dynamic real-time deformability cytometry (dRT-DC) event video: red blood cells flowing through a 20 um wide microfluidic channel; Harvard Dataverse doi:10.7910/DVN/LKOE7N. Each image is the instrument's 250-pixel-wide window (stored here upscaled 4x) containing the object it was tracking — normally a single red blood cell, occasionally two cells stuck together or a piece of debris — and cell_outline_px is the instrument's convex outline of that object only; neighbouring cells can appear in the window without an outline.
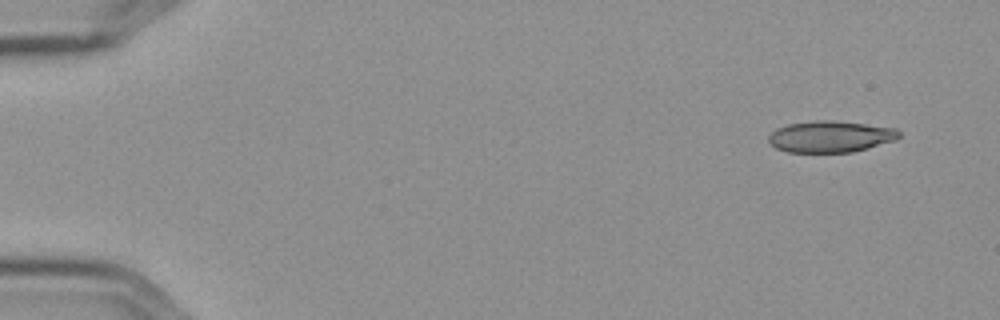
{"species": "Egyptian fruit bat (a non-hibernating species)", "species_latin": "Rousettus aegyptiacus", "temperature_condition": "cold", "stored_images_in_passage": 2, "camera_frame_rate_fps": 3000, "um_per_image_px": 0.085, "frame": {"image": 1, "passage_image": 2, "time_ms": 0.333, "image_size_px": [1000, 320], "cell_outline_px": [[900, 136], [896, 140], [868, 148], [852, 152], [788, 152], [776, 148], [768, 140], [768, 136], [776, 128], [788, 124], [816, 120], [832, 120], [896, 128], [900, 132]], "centroid_in_image_um": [70.59, 11.61], "position_along_channel_um": 14.4, "area_um2": 23.87}}